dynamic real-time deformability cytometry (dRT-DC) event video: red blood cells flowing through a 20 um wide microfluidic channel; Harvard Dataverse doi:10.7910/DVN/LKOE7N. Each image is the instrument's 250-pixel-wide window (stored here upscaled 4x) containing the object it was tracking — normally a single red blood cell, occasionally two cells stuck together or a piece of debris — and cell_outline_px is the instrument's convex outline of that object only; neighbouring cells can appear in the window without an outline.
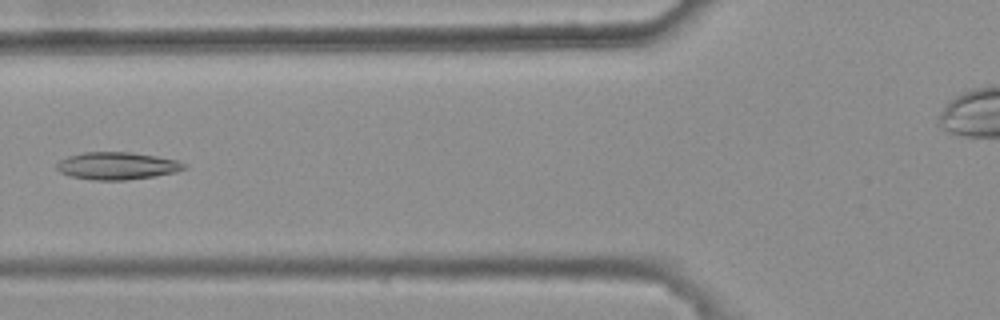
{"species": "common noctule bat (a hibernating species)", "species_latin": "Nyctalus noctula", "temperature_condition": "warm", "stored_images_in_passage": 6, "camera_frame_rate_fps": 3000, "um_per_image_px": 0.085, "animal": {"sex": "female", "body_mass_g": 25.1}, "frame": {"image": 1, "passage_image": 5, "time_ms": 1.333, "image_size_px": [1000, 320], "cell_outline_px": [[184, 168], [176, 172], [152, 176], [124, 180], [92, 180], [68, 176], [60, 172], [56, 168], [56, 164], [60, 160], [68, 156], [84, 152], [128, 152], [156, 156], [176, 160], [184, 164]], "centroid_in_image_um": [9.88, 14.1], "position_along_channel_um": 115.9, "area_um2": 20.17}}
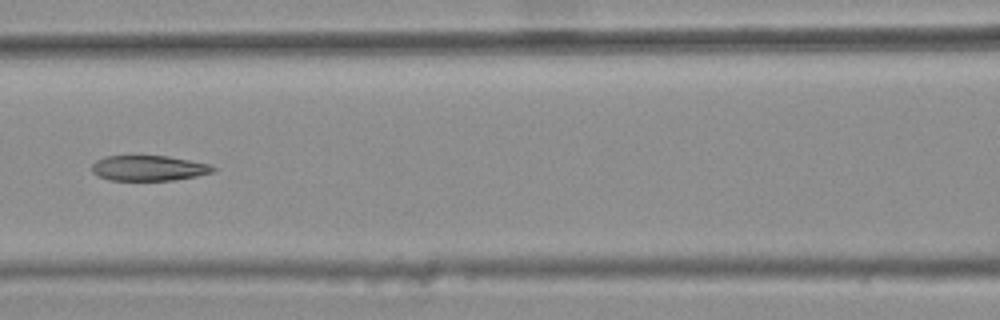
{"frame": {"image": 2, "passage_image": 6, "time_ms": 1.667, "image_size_px": [1000, 320], "cell_outline_px": [[216, 168], [212, 172], [196, 176], [172, 180], [112, 180], [100, 176], [92, 172], [92, 164], [96, 160], [108, 156], [168, 156], [212, 164]], "centroid_in_image_um": [12.67, 14.28], "position_along_channel_um": 153.9, "area_um2": 17.74}}